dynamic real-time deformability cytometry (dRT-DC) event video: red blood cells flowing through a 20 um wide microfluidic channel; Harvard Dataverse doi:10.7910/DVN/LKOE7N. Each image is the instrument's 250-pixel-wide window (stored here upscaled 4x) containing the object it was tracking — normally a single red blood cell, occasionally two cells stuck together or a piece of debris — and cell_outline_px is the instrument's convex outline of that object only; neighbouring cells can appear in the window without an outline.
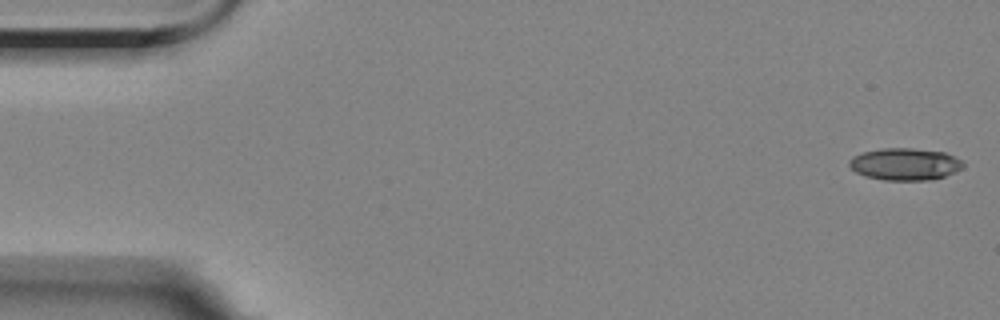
{"species": "Egyptian fruit bat (a non-hibernating species)", "species_latin": "Rousettus aegyptiacus", "temperature_condition": "room temperature", "stored_images_in_passage": 5, "camera_frame_rate_fps": 3000, "um_per_image_px": 0.085, "animal": {"sex": "female"}, "frame": {"image": 1, "passage_image": 1, "time_ms": 0.0, "image_size_px": [1000, 320], "cell_outline_px": [[964, 168], [956, 172], [932, 180], [884, 180], [864, 176], [856, 172], [848, 164], [848, 160], [852, 156], [864, 152], [880, 148], [912, 148], [944, 152], [960, 160], [964, 164]], "centroid_in_image_um": [76.91, 13.95], "position_along_channel_um": 8.1, "area_um2": 21.39}}
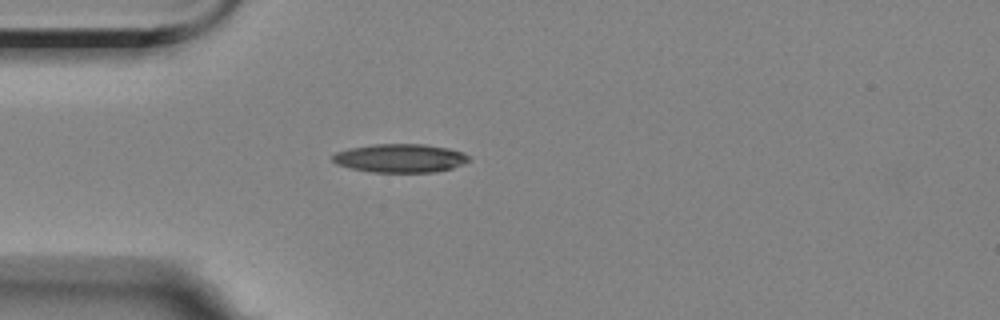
{"frame": {"image": 2, "passage_image": 5, "time_ms": 4.667, "image_size_px": [1000, 320], "cell_outline_px": [[472, 160], [464, 164], [452, 168], [436, 172], [372, 172], [352, 168], [336, 164], [332, 160], [332, 156], [336, 152], [348, 148], [376, 144], [424, 144], [448, 148], [464, 152], [472, 156]], "centroid_in_image_um": [34.08, 13.44], "position_along_channel_um": 50.9, "area_um2": 22.89}}